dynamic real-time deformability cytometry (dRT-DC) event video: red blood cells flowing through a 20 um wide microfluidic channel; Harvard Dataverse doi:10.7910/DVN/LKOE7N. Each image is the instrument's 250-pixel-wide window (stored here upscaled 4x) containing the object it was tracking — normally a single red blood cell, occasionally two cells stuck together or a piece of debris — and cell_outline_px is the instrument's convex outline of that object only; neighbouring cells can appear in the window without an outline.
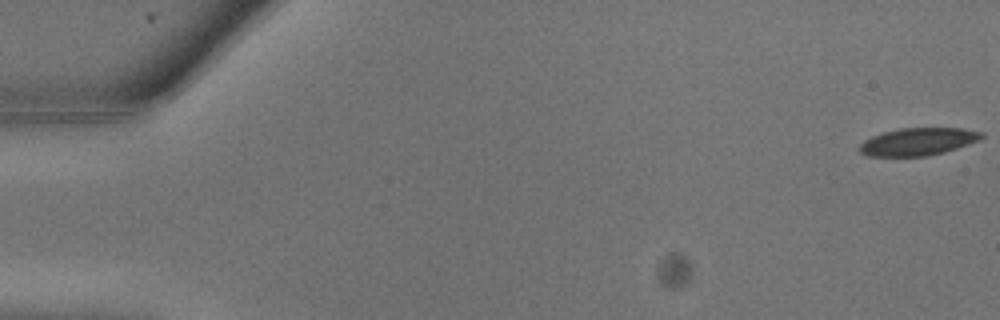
{"species": "common noctule bat (a hibernating species)", "species_latin": "Nyctalus noctula", "temperature_condition": "warm", "stored_images_in_passage": 10, "camera_frame_rate_fps": 3000, "um_per_image_px": 0.085, "animal": {"sex": "male", "body_mass_g": 13.3}, "frame": {"image": 1, "passage_image": 1, "time_ms": 0.0, "image_size_px": [1000, 320], "cell_outline_px": [[984, 136], [968, 144], [944, 152], [928, 156], [868, 156], [860, 152], [860, 144], [864, 140], [872, 136], [884, 132], [900, 128], [960, 128], [984, 132]], "centroid_in_image_um": [78.02, 12.04], "position_along_channel_um": 7.0, "area_um2": 19.42}}
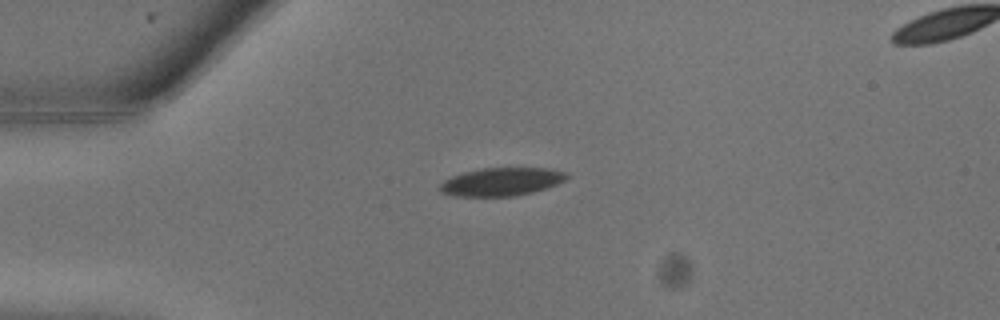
{"frame": {"image": 2, "passage_image": 7, "time_ms": 2.0, "image_size_px": [1000, 320], "cell_outline_px": [[568, 176], [564, 180], [556, 184], [532, 192], [516, 196], [456, 196], [440, 192], [440, 184], [444, 180], [452, 176], [464, 172], [484, 168], [548, 168], [564, 172]], "centroid_in_image_um": [42.59, 15.45], "position_along_channel_um": 42.4, "area_um2": 20.52}}